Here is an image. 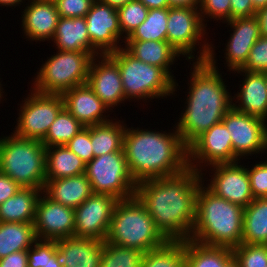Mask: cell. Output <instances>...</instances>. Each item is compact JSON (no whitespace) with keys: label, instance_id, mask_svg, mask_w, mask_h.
I'll return each mask as SVG.
<instances>
[{"label":"cell","instance_id":"cell-55","mask_svg":"<svg viewBox=\"0 0 267 267\" xmlns=\"http://www.w3.org/2000/svg\"><path fill=\"white\" fill-rule=\"evenodd\" d=\"M225 267H240L238 262L233 258Z\"/></svg>","mask_w":267,"mask_h":267},{"label":"cell","instance_id":"cell-32","mask_svg":"<svg viewBox=\"0 0 267 267\" xmlns=\"http://www.w3.org/2000/svg\"><path fill=\"white\" fill-rule=\"evenodd\" d=\"M119 120L90 126L91 147L94 158L107 153L120 151L123 148V137L126 125Z\"/></svg>","mask_w":267,"mask_h":267},{"label":"cell","instance_id":"cell-50","mask_svg":"<svg viewBox=\"0 0 267 267\" xmlns=\"http://www.w3.org/2000/svg\"><path fill=\"white\" fill-rule=\"evenodd\" d=\"M200 3H201V0H168L169 7H194V8H199Z\"/></svg>","mask_w":267,"mask_h":267},{"label":"cell","instance_id":"cell-6","mask_svg":"<svg viewBox=\"0 0 267 267\" xmlns=\"http://www.w3.org/2000/svg\"><path fill=\"white\" fill-rule=\"evenodd\" d=\"M0 172L21 187L44 188L46 147L41 141L12 135L0 138Z\"/></svg>","mask_w":267,"mask_h":267},{"label":"cell","instance_id":"cell-9","mask_svg":"<svg viewBox=\"0 0 267 267\" xmlns=\"http://www.w3.org/2000/svg\"><path fill=\"white\" fill-rule=\"evenodd\" d=\"M85 174L95 194L111 195L118 200L135 196L137 183L128 170L123 148L93 158L86 164Z\"/></svg>","mask_w":267,"mask_h":267},{"label":"cell","instance_id":"cell-54","mask_svg":"<svg viewBox=\"0 0 267 267\" xmlns=\"http://www.w3.org/2000/svg\"><path fill=\"white\" fill-rule=\"evenodd\" d=\"M256 11L267 6V0H251Z\"/></svg>","mask_w":267,"mask_h":267},{"label":"cell","instance_id":"cell-40","mask_svg":"<svg viewBox=\"0 0 267 267\" xmlns=\"http://www.w3.org/2000/svg\"><path fill=\"white\" fill-rule=\"evenodd\" d=\"M231 0H201L199 11L201 19L204 22V18L210 17L214 20H223L225 23L231 20ZM205 16V17H204Z\"/></svg>","mask_w":267,"mask_h":267},{"label":"cell","instance_id":"cell-33","mask_svg":"<svg viewBox=\"0 0 267 267\" xmlns=\"http://www.w3.org/2000/svg\"><path fill=\"white\" fill-rule=\"evenodd\" d=\"M140 267H186L185 240L167 241L163 246L146 252Z\"/></svg>","mask_w":267,"mask_h":267},{"label":"cell","instance_id":"cell-17","mask_svg":"<svg viewBox=\"0 0 267 267\" xmlns=\"http://www.w3.org/2000/svg\"><path fill=\"white\" fill-rule=\"evenodd\" d=\"M210 167L213 175L207 188L215 195L237 204L243 208L247 207L254 199L247 168L233 163L215 164Z\"/></svg>","mask_w":267,"mask_h":267},{"label":"cell","instance_id":"cell-8","mask_svg":"<svg viewBox=\"0 0 267 267\" xmlns=\"http://www.w3.org/2000/svg\"><path fill=\"white\" fill-rule=\"evenodd\" d=\"M92 58L88 52L58 50L37 72L33 90L62 95L73 87L87 83Z\"/></svg>","mask_w":267,"mask_h":267},{"label":"cell","instance_id":"cell-47","mask_svg":"<svg viewBox=\"0 0 267 267\" xmlns=\"http://www.w3.org/2000/svg\"><path fill=\"white\" fill-rule=\"evenodd\" d=\"M27 262V250H22L1 258L0 267H28Z\"/></svg>","mask_w":267,"mask_h":267},{"label":"cell","instance_id":"cell-53","mask_svg":"<svg viewBox=\"0 0 267 267\" xmlns=\"http://www.w3.org/2000/svg\"><path fill=\"white\" fill-rule=\"evenodd\" d=\"M20 2L22 3L23 1L22 0H0V6H16L20 4Z\"/></svg>","mask_w":267,"mask_h":267},{"label":"cell","instance_id":"cell-2","mask_svg":"<svg viewBox=\"0 0 267 267\" xmlns=\"http://www.w3.org/2000/svg\"><path fill=\"white\" fill-rule=\"evenodd\" d=\"M212 46L208 42L202 44L197 61L192 64L194 70L191 72L187 105L176 125L187 148L214 124L221 122L233 106V98L216 70Z\"/></svg>","mask_w":267,"mask_h":267},{"label":"cell","instance_id":"cell-43","mask_svg":"<svg viewBox=\"0 0 267 267\" xmlns=\"http://www.w3.org/2000/svg\"><path fill=\"white\" fill-rule=\"evenodd\" d=\"M247 168L253 198L267 197V160Z\"/></svg>","mask_w":267,"mask_h":267},{"label":"cell","instance_id":"cell-4","mask_svg":"<svg viewBox=\"0 0 267 267\" xmlns=\"http://www.w3.org/2000/svg\"><path fill=\"white\" fill-rule=\"evenodd\" d=\"M203 185L196 197V220L190 239L209 246L237 247L243 236L244 208Z\"/></svg>","mask_w":267,"mask_h":267},{"label":"cell","instance_id":"cell-25","mask_svg":"<svg viewBox=\"0 0 267 267\" xmlns=\"http://www.w3.org/2000/svg\"><path fill=\"white\" fill-rule=\"evenodd\" d=\"M53 40L58 50L88 52L93 57L100 54L91 45L85 17H59Z\"/></svg>","mask_w":267,"mask_h":267},{"label":"cell","instance_id":"cell-26","mask_svg":"<svg viewBox=\"0 0 267 267\" xmlns=\"http://www.w3.org/2000/svg\"><path fill=\"white\" fill-rule=\"evenodd\" d=\"M125 50L138 60L162 68L172 79L169 70L180 54L167 41H124Z\"/></svg>","mask_w":267,"mask_h":267},{"label":"cell","instance_id":"cell-13","mask_svg":"<svg viewBox=\"0 0 267 267\" xmlns=\"http://www.w3.org/2000/svg\"><path fill=\"white\" fill-rule=\"evenodd\" d=\"M205 27L199 8L169 7L167 42L188 60L195 58L192 53L206 34Z\"/></svg>","mask_w":267,"mask_h":267},{"label":"cell","instance_id":"cell-49","mask_svg":"<svg viewBox=\"0 0 267 267\" xmlns=\"http://www.w3.org/2000/svg\"><path fill=\"white\" fill-rule=\"evenodd\" d=\"M256 18L260 25V34L263 37H267V6L259 9L256 12Z\"/></svg>","mask_w":267,"mask_h":267},{"label":"cell","instance_id":"cell-41","mask_svg":"<svg viewBox=\"0 0 267 267\" xmlns=\"http://www.w3.org/2000/svg\"><path fill=\"white\" fill-rule=\"evenodd\" d=\"M95 0H53L59 17H85Z\"/></svg>","mask_w":267,"mask_h":267},{"label":"cell","instance_id":"cell-45","mask_svg":"<svg viewBox=\"0 0 267 267\" xmlns=\"http://www.w3.org/2000/svg\"><path fill=\"white\" fill-rule=\"evenodd\" d=\"M231 20L236 18L252 17L256 15L251 0H231Z\"/></svg>","mask_w":267,"mask_h":267},{"label":"cell","instance_id":"cell-46","mask_svg":"<svg viewBox=\"0 0 267 267\" xmlns=\"http://www.w3.org/2000/svg\"><path fill=\"white\" fill-rule=\"evenodd\" d=\"M20 188L18 183L0 172V204L14 196Z\"/></svg>","mask_w":267,"mask_h":267},{"label":"cell","instance_id":"cell-36","mask_svg":"<svg viewBox=\"0 0 267 267\" xmlns=\"http://www.w3.org/2000/svg\"><path fill=\"white\" fill-rule=\"evenodd\" d=\"M145 252L103 242L100 267H140Z\"/></svg>","mask_w":267,"mask_h":267},{"label":"cell","instance_id":"cell-3","mask_svg":"<svg viewBox=\"0 0 267 267\" xmlns=\"http://www.w3.org/2000/svg\"><path fill=\"white\" fill-rule=\"evenodd\" d=\"M163 132L126 126L123 149L128 170L136 183L172 176L188 167V148L176 128L174 133Z\"/></svg>","mask_w":267,"mask_h":267},{"label":"cell","instance_id":"cell-51","mask_svg":"<svg viewBox=\"0 0 267 267\" xmlns=\"http://www.w3.org/2000/svg\"><path fill=\"white\" fill-rule=\"evenodd\" d=\"M138 1H140L149 10L169 8L168 0H138Z\"/></svg>","mask_w":267,"mask_h":267},{"label":"cell","instance_id":"cell-48","mask_svg":"<svg viewBox=\"0 0 267 267\" xmlns=\"http://www.w3.org/2000/svg\"><path fill=\"white\" fill-rule=\"evenodd\" d=\"M43 267H63L56 244L46 253V263Z\"/></svg>","mask_w":267,"mask_h":267},{"label":"cell","instance_id":"cell-35","mask_svg":"<svg viewBox=\"0 0 267 267\" xmlns=\"http://www.w3.org/2000/svg\"><path fill=\"white\" fill-rule=\"evenodd\" d=\"M85 126H83L70 112L64 107L56 117L55 121L41 141L45 147L54 145H65L76 134H78Z\"/></svg>","mask_w":267,"mask_h":267},{"label":"cell","instance_id":"cell-11","mask_svg":"<svg viewBox=\"0 0 267 267\" xmlns=\"http://www.w3.org/2000/svg\"><path fill=\"white\" fill-rule=\"evenodd\" d=\"M222 122L232 140L233 162L267 150V121L240 112L232 106Z\"/></svg>","mask_w":267,"mask_h":267},{"label":"cell","instance_id":"cell-42","mask_svg":"<svg viewBox=\"0 0 267 267\" xmlns=\"http://www.w3.org/2000/svg\"><path fill=\"white\" fill-rule=\"evenodd\" d=\"M65 145L86 164L94 158V152L91 147L90 126L84 127Z\"/></svg>","mask_w":267,"mask_h":267},{"label":"cell","instance_id":"cell-1","mask_svg":"<svg viewBox=\"0 0 267 267\" xmlns=\"http://www.w3.org/2000/svg\"><path fill=\"white\" fill-rule=\"evenodd\" d=\"M202 175V172L200 174L187 167L172 176L137 183L135 197L168 241L190 239L196 220V197L202 184Z\"/></svg>","mask_w":267,"mask_h":267},{"label":"cell","instance_id":"cell-27","mask_svg":"<svg viewBox=\"0 0 267 267\" xmlns=\"http://www.w3.org/2000/svg\"><path fill=\"white\" fill-rule=\"evenodd\" d=\"M41 192L42 189L21 187L14 196L0 204V222L34 223Z\"/></svg>","mask_w":267,"mask_h":267},{"label":"cell","instance_id":"cell-7","mask_svg":"<svg viewBox=\"0 0 267 267\" xmlns=\"http://www.w3.org/2000/svg\"><path fill=\"white\" fill-rule=\"evenodd\" d=\"M121 73L125 99L160 98L173 95L176 84L162 68L147 64L130 55L125 49L109 53Z\"/></svg>","mask_w":267,"mask_h":267},{"label":"cell","instance_id":"cell-21","mask_svg":"<svg viewBox=\"0 0 267 267\" xmlns=\"http://www.w3.org/2000/svg\"><path fill=\"white\" fill-rule=\"evenodd\" d=\"M59 19L53 0H32L26 6L22 16V27L26 38L30 40H52Z\"/></svg>","mask_w":267,"mask_h":267},{"label":"cell","instance_id":"cell-23","mask_svg":"<svg viewBox=\"0 0 267 267\" xmlns=\"http://www.w3.org/2000/svg\"><path fill=\"white\" fill-rule=\"evenodd\" d=\"M238 71V72H237ZM245 73L241 89L237 96V104L233 107L243 113L267 120V84L265 72L236 70Z\"/></svg>","mask_w":267,"mask_h":267},{"label":"cell","instance_id":"cell-19","mask_svg":"<svg viewBox=\"0 0 267 267\" xmlns=\"http://www.w3.org/2000/svg\"><path fill=\"white\" fill-rule=\"evenodd\" d=\"M233 33L226 45L225 58L229 70L241 69L249 56L254 43L261 37L260 25L256 16L236 18L227 21Z\"/></svg>","mask_w":267,"mask_h":267},{"label":"cell","instance_id":"cell-52","mask_svg":"<svg viewBox=\"0 0 267 267\" xmlns=\"http://www.w3.org/2000/svg\"><path fill=\"white\" fill-rule=\"evenodd\" d=\"M100 1L117 9L118 7H121L132 0H100Z\"/></svg>","mask_w":267,"mask_h":267},{"label":"cell","instance_id":"cell-39","mask_svg":"<svg viewBox=\"0 0 267 267\" xmlns=\"http://www.w3.org/2000/svg\"><path fill=\"white\" fill-rule=\"evenodd\" d=\"M243 71L267 72V37L261 36L252 46Z\"/></svg>","mask_w":267,"mask_h":267},{"label":"cell","instance_id":"cell-20","mask_svg":"<svg viewBox=\"0 0 267 267\" xmlns=\"http://www.w3.org/2000/svg\"><path fill=\"white\" fill-rule=\"evenodd\" d=\"M61 96L64 107L83 126L88 127L111 121L103 116V113L109 110L108 107L87 83L73 87Z\"/></svg>","mask_w":267,"mask_h":267},{"label":"cell","instance_id":"cell-10","mask_svg":"<svg viewBox=\"0 0 267 267\" xmlns=\"http://www.w3.org/2000/svg\"><path fill=\"white\" fill-rule=\"evenodd\" d=\"M31 92L20 106L21 112L14 135L42 141L50 125L64 108V101L59 94H46L36 90Z\"/></svg>","mask_w":267,"mask_h":267},{"label":"cell","instance_id":"cell-44","mask_svg":"<svg viewBox=\"0 0 267 267\" xmlns=\"http://www.w3.org/2000/svg\"><path fill=\"white\" fill-rule=\"evenodd\" d=\"M56 244V240L38 239L28 250V267H43L46 263V253ZM34 247V248H33Z\"/></svg>","mask_w":267,"mask_h":267},{"label":"cell","instance_id":"cell-37","mask_svg":"<svg viewBox=\"0 0 267 267\" xmlns=\"http://www.w3.org/2000/svg\"><path fill=\"white\" fill-rule=\"evenodd\" d=\"M148 11L149 9L138 0H132L117 8L119 27L122 35L125 33L122 38H128L146 20Z\"/></svg>","mask_w":267,"mask_h":267},{"label":"cell","instance_id":"cell-29","mask_svg":"<svg viewBox=\"0 0 267 267\" xmlns=\"http://www.w3.org/2000/svg\"><path fill=\"white\" fill-rule=\"evenodd\" d=\"M241 243L267 245V197L255 198L244 208Z\"/></svg>","mask_w":267,"mask_h":267},{"label":"cell","instance_id":"cell-56","mask_svg":"<svg viewBox=\"0 0 267 267\" xmlns=\"http://www.w3.org/2000/svg\"><path fill=\"white\" fill-rule=\"evenodd\" d=\"M0 85H1V82H0ZM2 86H0V101H1V98H2V93H4V92H1V91H3V90H1V89H3V88H1Z\"/></svg>","mask_w":267,"mask_h":267},{"label":"cell","instance_id":"cell-31","mask_svg":"<svg viewBox=\"0 0 267 267\" xmlns=\"http://www.w3.org/2000/svg\"><path fill=\"white\" fill-rule=\"evenodd\" d=\"M233 258L231 248L185 240L186 267H225Z\"/></svg>","mask_w":267,"mask_h":267},{"label":"cell","instance_id":"cell-14","mask_svg":"<svg viewBox=\"0 0 267 267\" xmlns=\"http://www.w3.org/2000/svg\"><path fill=\"white\" fill-rule=\"evenodd\" d=\"M196 160L199 164L195 165ZM200 163H206V166L233 163L232 140L222 121L214 124L188 147V167L201 173L202 168H198L201 167L198 166Z\"/></svg>","mask_w":267,"mask_h":267},{"label":"cell","instance_id":"cell-30","mask_svg":"<svg viewBox=\"0 0 267 267\" xmlns=\"http://www.w3.org/2000/svg\"><path fill=\"white\" fill-rule=\"evenodd\" d=\"M37 240L33 223L0 222V259L28 250Z\"/></svg>","mask_w":267,"mask_h":267},{"label":"cell","instance_id":"cell-28","mask_svg":"<svg viewBox=\"0 0 267 267\" xmlns=\"http://www.w3.org/2000/svg\"><path fill=\"white\" fill-rule=\"evenodd\" d=\"M86 163L66 145L46 147V179H61L84 174Z\"/></svg>","mask_w":267,"mask_h":267},{"label":"cell","instance_id":"cell-57","mask_svg":"<svg viewBox=\"0 0 267 267\" xmlns=\"http://www.w3.org/2000/svg\"><path fill=\"white\" fill-rule=\"evenodd\" d=\"M266 84H267V72H265Z\"/></svg>","mask_w":267,"mask_h":267},{"label":"cell","instance_id":"cell-34","mask_svg":"<svg viewBox=\"0 0 267 267\" xmlns=\"http://www.w3.org/2000/svg\"><path fill=\"white\" fill-rule=\"evenodd\" d=\"M169 8L150 9L146 20L125 41H167Z\"/></svg>","mask_w":267,"mask_h":267},{"label":"cell","instance_id":"cell-22","mask_svg":"<svg viewBox=\"0 0 267 267\" xmlns=\"http://www.w3.org/2000/svg\"><path fill=\"white\" fill-rule=\"evenodd\" d=\"M63 267H100L103 241L93 238L68 237L56 240Z\"/></svg>","mask_w":267,"mask_h":267},{"label":"cell","instance_id":"cell-15","mask_svg":"<svg viewBox=\"0 0 267 267\" xmlns=\"http://www.w3.org/2000/svg\"><path fill=\"white\" fill-rule=\"evenodd\" d=\"M42 192L36 204L34 227L40 240L74 237L75 211L48 198ZM43 197V198H42Z\"/></svg>","mask_w":267,"mask_h":267},{"label":"cell","instance_id":"cell-24","mask_svg":"<svg viewBox=\"0 0 267 267\" xmlns=\"http://www.w3.org/2000/svg\"><path fill=\"white\" fill-rule=\"evenodd\" d=\"M42 193L57 203L76 209L93 194V190L84 173L61 179H46Z\"/></svg>","mask_w":267,"mask_h":267},{"label":"cell","instance_id":"cell-18","mask_svg":"<svg viewBox=\"0 0 267 267\" xmlns=\"http://www.w3.org/2000/svg\"><path fill=\"white\" fill-rule=\"evenodd\" d=\"M96 58L102 59L101 62ZM87 84L108 109L126 100L118 64L109 54H100L92 58Z\"/></svg>","mask_w":267,"mask_h":267},{"label":"cell","instance_id":"cell-5","mask_svg":"<svg viewBox=\"0 0 267 267\" xmlns=\"http://www.w3.org/2000/svg\"><path fill=\"white\" fill-rule=\"evenodd\" d=\"M167 241L135 196L117 202L106 242L126 248L140 249L146 253L163 246Z\"/></svg>","mask_w":267,"mask_h":267},{"label":"cell","instance_id":"cell-12","mask_svg":"<svg viewBox=\"0 0 267 267\" xmlns=\"http://www.w3.org/2000/svg\"><path fill=\"white\" fill-rule=\"evenodd\" d=\"M119 200L107 194L90 195L75 211V237L106 241L112 214Z\"/></svg>","mask_w":267,"mask_h":267},{"label":"cell","instance_id":"cell-16","mask_svg":"<svg viewBox=\"0 0 267 267\" xmlns=\"http://www.w3.org/2000/svg\"><path fill=\"white\" fill-rule=\"evenodd\" d=\"M85 19L91 45L100 54H109L121 48L118 43L122 32L115 7L95 0Z\"/></svg>","mask_w":267,"mask_h":267},{"label":"cell","instance_id":"cell-38","mask_svg":"<svg viewBox=\"0 0 267 267\" xmlns=\"http://www.w3.org/2000/svg\"><path fill=\"white\" fill-rule=\"evenodd\" d=\"M240 267H266L267 245L241 243L232 249Z\"/></svg>","mask_w":267,"mask_h":267}]
</instances>
